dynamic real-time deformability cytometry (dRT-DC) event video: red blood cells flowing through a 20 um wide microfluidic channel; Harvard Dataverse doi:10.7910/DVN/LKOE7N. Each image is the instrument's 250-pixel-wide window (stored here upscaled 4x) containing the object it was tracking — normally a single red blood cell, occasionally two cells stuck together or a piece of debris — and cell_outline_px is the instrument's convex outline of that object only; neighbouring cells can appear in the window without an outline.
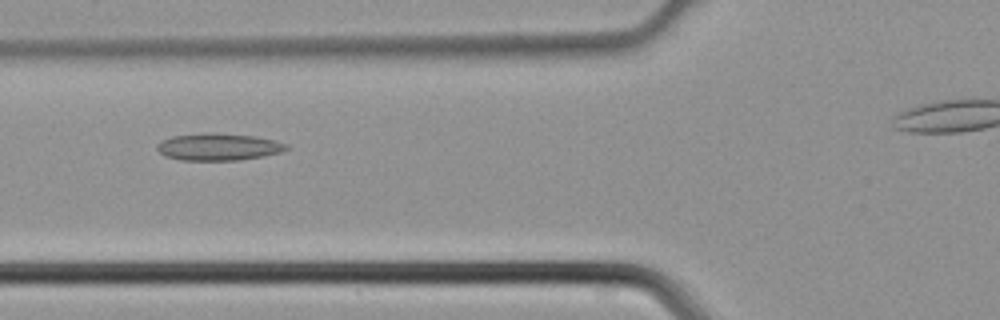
{"species": "common noctule bat (a hibernating species)", "species_latin": "Nyctalus noctula", "temperature_condition": "cold", "stored_images_in_passage": 37, "camera_frame_rate_fps": 3000, "um_per_image_px": 0.085, "animal": {"sex": "male", "body_mass_g": 21.5, "forearm_length_mm": 52.0}, "frame": {"image": 1, "passage_image": 15, "time_ms": 4.667, "image_size_px": [1000, 320], "cell_outline_px": [[288, 148], [280, 152], [264, 156], [240, 160], [180, 160], [164, 156], [156, 148], [156, 144], [160, 140], [172, 136], [256, 136], [276, 140], [288, 144]], "centroid_in_image_um": [18.58, 12.54], "position_along_channel_um": 107.2, "area_um2": 19.42}}
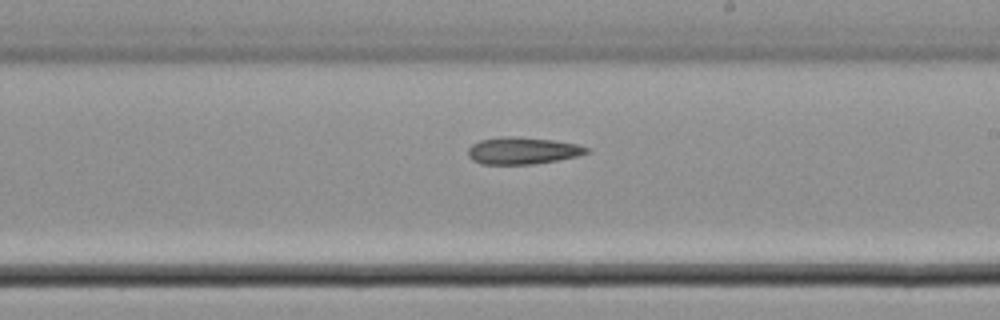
{"frame": {"image": 2, "passage_image": 24, "time_ms": 7.667, "image_size_px": [1000, 320], "cell_outline_px": [[592, 152], [576, 156], [556, 160], [532, 164], [480, 164], [472, 160], [468, 156], [468, 148], [472, 144], [480, 140], [500, 136], [516, 136], [552, 140], [576, 144], [588, 148]], "centroid_in_image_um": [44.38, 12.8], "position_along_channel_um": 244.6, "area_um2": 18.67}}
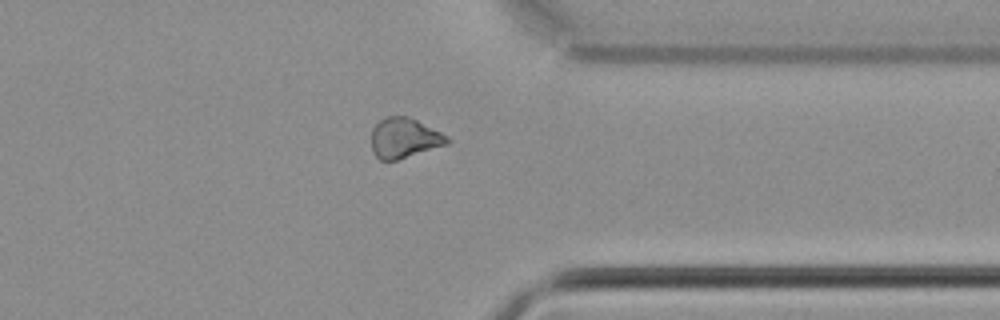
{"frame": {"image": 3, "passage_image": 33, "time_ms": 10.667, "image_size_px": [1000, 320], "cell_outline_px": [[452, 140], [448, 144], [396, 160], [380, 160], [372, 152], [372, 128], [380, 120], [388, 116], [408, 116], [448, 136]], "centroid_in_image_um": [34.36, 11.73], "position_along_channel_um": 377.0, "area_um2": 17.57}}